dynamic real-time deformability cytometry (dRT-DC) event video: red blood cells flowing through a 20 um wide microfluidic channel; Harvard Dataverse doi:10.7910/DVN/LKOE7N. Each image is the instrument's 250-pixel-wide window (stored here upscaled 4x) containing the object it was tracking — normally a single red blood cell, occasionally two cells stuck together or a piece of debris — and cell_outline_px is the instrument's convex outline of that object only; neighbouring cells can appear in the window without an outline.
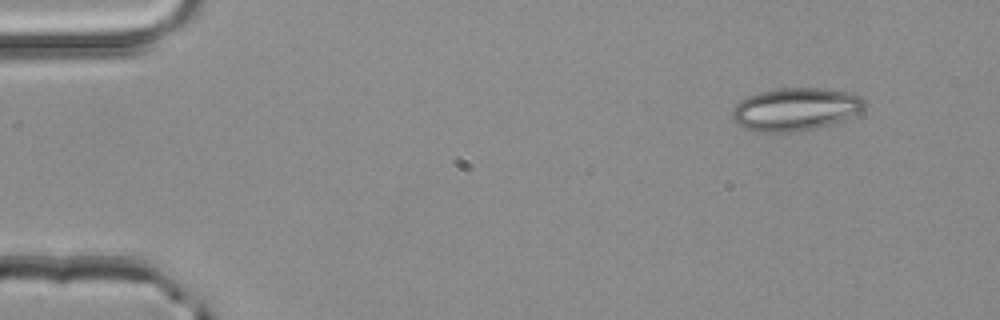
{"species": "common noctule bat (a hibernating species)", "species_latin": "Nyctalus noctula", "temperature_condition": "room temperature", "stored_images_in_passage": 3, "camera_frame_rate_fps": 3000, "um_per_image_px": 0.085, "animal": {"sex": "male", "body_mass_g": 20.4}, "frame": {"image": 1, "passage_image": 1, "time_ms": 0.0, "image_size_px": [1000, 320], "cell_outline_px": [[864, 108], [860, 112], [828, 124], [796, 132], [760, 132], [744, 128], [736, 124], [732, 120], [732, 108], [740, 100], [748, 96], [760, 92], [780, 88], [820, 88], [844, 92], [864, 96]], "centroid_in_image_um": [67.55, 9.28], "position_along_channel_um": 17.4, "area_um2": 32.77}}